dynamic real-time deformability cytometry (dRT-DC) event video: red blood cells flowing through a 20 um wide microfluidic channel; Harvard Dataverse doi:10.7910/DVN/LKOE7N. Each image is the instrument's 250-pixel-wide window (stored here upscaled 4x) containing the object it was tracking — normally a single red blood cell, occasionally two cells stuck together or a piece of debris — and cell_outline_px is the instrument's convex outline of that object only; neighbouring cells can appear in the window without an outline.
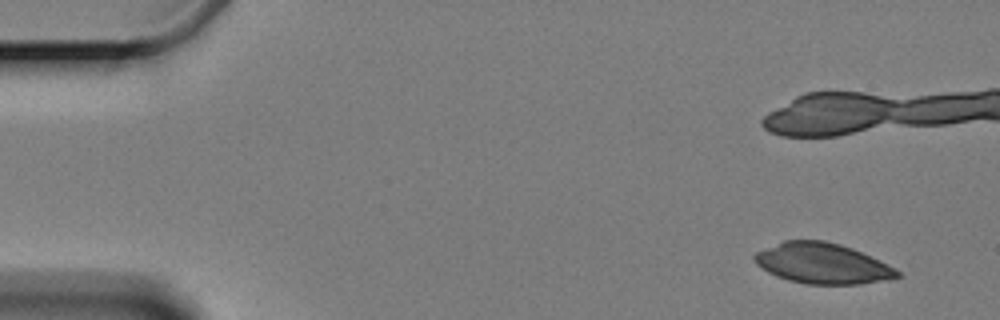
{"species": "Egyptian fruit bat (a non-hibernating species)", "species_latin": "Rousettus aegyptiacus", "temperature_condition": "cold", "stored_images_in_passage": 4, "camera_frame_rate_fps": 3000, "um_per_image_px": 0.085, "animal": {"sex": "female"}, "frame": {"image": 1, "passage_image": 1, "time_ms": 0.0, "image_size_px": [1000, 320], "cell_outline_px": [[900, 276], [860, 284], [804, 284], [788, 280], [776, 276], [768, 272], [756, 264], [752, 260], [752, 256], [756, 252], [784, 240], [824, 240], [840, 244], [852, 248], [880, 260], [888, 264], [900, 272]], "centroid_in_image_um": [69.85, 22.38], "position_along_channel_um": 15.1, "area_um2": 33.64}}